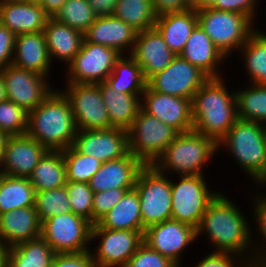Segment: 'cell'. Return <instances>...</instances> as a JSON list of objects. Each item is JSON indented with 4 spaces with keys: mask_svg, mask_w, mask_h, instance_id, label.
<instances>
[{
    "mask_svg": "<svg viewBox=\"0 0 266 267\" xmlns=\"http://www.w3.org/2000/svg\"><path fill=\"white\" fill-rule=\"evenodd\" d=\"M53 91L28 112L26 134L50 151L72 146L77 133L74 116L64 93Z\"/></svg>",
    "mask_w": 266,
    "mask_h": 267,
    "instance_id": "obj_1",
    "label": "cell"
},
{
    "mask_svg": "<svg viewBox=\"0 0 266 267\" xmlns=\"http://www.w3.org/2000/svg\"><path fill=\"white\" fill-rule=\"evenodd\" d=\"M220 78H209L191 100L193 130L217 143L238 119L236 94Z\"/></svg>",
    "mask_w": 266,
    "mask_h": 267,
    "instance_id": "obj_2",
    "label": "cell"
},
{
    "mask_svg": "<svg viewBox=\"0 0 266 267\" xmlns=\"http://www.w3.org/2000/svg\"><path fill=\"white\" fill-rule=\"evenodd\" d=\"M227 197L221 193L209 203L197 227V236L206 231L216 252L239 256L250 248V230L246 218Z\"/></svg>",
    "mask_w": 266,
    "mask_h": 267,
    "instance_id": "obj_3",
    "label": "cell"
},
{
    "mask_svg": "<svg viewBox=\"0 0 266 267\" xmlns=\"http://www.w3.org/2000/svg\"><path fill=\"white\" fill-rule=\"evenodd\" d=\"M218 148L214 139L194 130L179 133L153 165L162 173L173 170L180 176L202 175L201 168Z\"/></svg>",
    "mask_w": 266,
    "mask_h": 267,
    "instance_id": "obj_4",
    "label": "cell"
},
{
    "mask_svg": "<svg viewBox=\"0 0 266 267\" xmlns=\"http://www.w3.org/2000/svg\"><path fill=\"white\" fill-rule=\"evenodd\" d=\"M221 145L230 148L240 168L250 174L251 178L257 181L263 175L266 165L265 124L238 118L218 142V146Z\"/></svg>",
    "mask_w": 266,
    "mask_h": 267,
    "instance_id": "obj_5",
    "label": "cell"
},
{
    "mask_svg": "<svg viewBox=\"0 0 266 267\" xmlns=\"http://www.w3.org/2000/svg\"><path fill=\"white\" fill-rule=\"evenodd\" d=\"M198 25L210 37L214 45L226 56L234 49L242 48L256 31L248 16L214 9L197 10Z\"/></svg>",
    "mask_w": 266,
    "mask_h": 267,
    "instance_id": "obj_6",
    "label": "cell"
},
{
    "mask_svg": "<svg viewBox=\"0 0 266 267\" xmlns=\"http://www.w3.org/2000/svg\"><path fill=\"white\" fill-rule=\"evenodd\" d=\"M154 165H144L134 189L140 199L142 225L147 227L171 219V180Z\"/></svg>",
    "mask_w": 266,
    "mask_h": 267,
    "instance_id": "obj_7",
    "label": "cell"
},
{
    "mask_svg": "<svg viewBox=\"0 0 266 267\" xmlns=\"http://www.w3.org/2000/svg\"><path fill=\"white\" fill-rule=\"evenodd\" d=\"M179 132L142 109L128 130V150L144 165H153Z\"/></svg>",
    "mask_w": 266,
    "mask_h": 267,
    "instance_id": "obj_8",
    "label": "cell"
},
{
    "mask_svg": "<svg viewBox=\"0 0 266 267\" xmlns=\"http://www.w3.org/2000/svg\"><path fill=\"white\" fill-rule=\"evenodd\" d=\"M171 182V219L197 229L209 203L217 196L207 189L203 175L180 176Z\"/></svg>",
    "mask_w": 266,
    "mask_h": 267,
    "instance_id": "obj_9",
    "label": "cell"
},
{
    "mask_svg": "<svg viewBox=\"0 0 266 267\" xmlns=\"http://www.w3.org/2000/svg\"><path fill=\"white\" fill-rule=\"evenodd\" d=\"M93 224L73 212L59 214L44 220L41 237L55 253H79L89 251Z\"/></svg>",
    "mask_w": 266,
    "mask_h": 267,
    "instance_id": "obj_10",
    "label": "cell"
},
{
    "mask_svg": "<svg viewBox=\"0 0 266 267\" xmlns=\"http://www.w3.org/2000/svg\"><path fill=\"white\" fill-rule=\"evenodd\" d=\"M68 88L63 93L70 102L77 130L112 128L97 84L69 83Z\"/></svg>",
    "mask_w": 266,
    "mask_h": 267,
    "instance_id": "obj_11",
    "label": "cell"
},
{
    "mask_svg": "<svg viewBox=\"0 0 266 267\" xmlns=\"http://www.w3.org/2000/svg\"><path fill=\"white\" fill-rule=\"evenodd\" d=\"M121 56L115 49L83 40L69 63V83L98 84L105 81Z\"/></svg>",
    "mask_w": 266,
    "mask_h": 267,
    "instance_id": "obj_12",
    "label": "cell"
},
{
    "mask_svg": "<svg viewBox=\"0 0 266 267\" xmlns=\"http://www.w3.org/2000/svg\"><path fill=\"white\" fill-rule=\"evenodd\" d=\"M209 77L180 55L161 72L147 80V86L156 92L192 100Z\"/></svg>",
    "mask_w": 266,
    "mask_h": 267,
    "instance_id": "obj_13",
    "label": "cell"
},
{
    "mask_svg": "<svg viewBox=\"0 0 266 267\" xmlns=\"http://www.w3.org/2000/svg\"><path fill=\"white\" fill-rule=\"evenodd\" d=\"M145 231L92 228L91 240L101 238L92 259L96 267H125L143 243ZM95 257V258H94Z\"/></svg>",
    "mask_w": 266,
    "mask_h": 267,
    "instance_id": "obj_14",
    "label": "cell"
},
{
    "mask_svg": "<svg viewBox=\"0 0 266 267\" xmlns=\"http://www.w3.org/2000/svg\"><path fill=\"white\" fill-rule=\"evenodd\" d=\"M6 97L9 101L30 112L52 92L45 83L47 76L19 68L13 64L1 69Z\"/></svg>",
    "mask_w": 266,
    "mask_h": 267,
    "instance_id": "obj_15",
    "label": "cell"
},
{
    "mask_svg": "<svg viewBox=\"0 0 266 267\" xmlns=\"http://www.w3.org/2000/svg\"><path fill=\"white\" fill-rule=\"evenodd\" d=\"M72 147L102 163L124 157L128 152V131L120 128L77 130Z\"/></svg>",
    "mask_w": 266,
    "mask_h": 267,
    "instance_id": "obj_16",
    "label": "cell"
},
{
    "mask_svg": "<svg viewBox=\"0 0 266 267\" xmlns=\"http://www.w3.org/2000/svg\"><path fill=\"white\" fill-rule=\"evenodd\" d=\"M141 109L148 115L176 129L179 133L193 130L191 100L151 90L143 92ZM145 103V104H144Z\"/></svg>",
    "mask_w": 266,
    "mask_h": 267,
    "instance_id": "obj_17",
    "label": "cell"
},
{
    "mask_svg": "<svg viewBox=\"0 0 266 267\" xmlns=\"http://www.w3.org/2000/svg\"><path fill=\"white\" fill-rule=\"evenodd\" d=\"M196 237V228L169 219L147 227L143 235V242L151 249L171 259L180 267V253Z\"/></svg>",
    "mask_w": 266,
    "mask_h": 267,
    "instance_id": "obj_18",
    "label": "cell"
},
{
    "mask_svg": "<svg viewBox=\"0 0 266 267\" xmlns=\"http://www.w3.org/2000/svg\"><path fill=\"white\" fill-rule=\"evenodd\" d=\"M47 151L27 134L9 136L0 160V167H4L1 172L4 175L28 178Z\"/></svg>",
    "mask_w": 266,
    "mask_h": 267,
    "instance_id": "obj_19",
    "label": "cell"
},
{
    "mask_svg": "<svg viewBox=\"0 0 266 267\" xmlns=\"http://www.w3.org/2000/svg\"><path fill=\"white\" fill-rule=\"evenodd\" d=\"M130 55L140 65L146 80L163 71L177 56L156 28L140 31Z\"/></svg>",
    "mask_w": 266,
    "mask_h": 267,
    "instance_id": "obj_20",
    "label": "cell"
},
{
    "mask_svg": "<svg viewBox=\"0 0 266 267\" xmlns=\"http://www.w3.org/2000/svg\"><path fill=\"white\" fill-rule=\"evenodd\" d=\"M144 164L128 152L124 157L101 164L91 177L89 186L93 192L115 188H134L140 169Z\"/></svg>",
    "mask_w": 266,
    "mask_h": 267,
    "instance_id": "obj_21",
    "label": "cell"
},
{
    "mask_svg": "<svg viewBox=\"0 0 266 267\" xmlns=\"http://www.w3.org/2000/svg\"><path fill=\"white\" fill-rule=\"evenodd\" d=\"M50 16L37 2L11 1L0 3V23L16 36L43 32Z\"/></svg>",
    "mask_w": 266,
    "mask_h": 267,
    "instance_id": "obj_22",
    "label": "cell"
},
{
    "mask_svg": "<svg viewBox=\"0 0 266 267\" xmlns=\"http://www.w3.org/2000/svg\"><path fill=\"white\" fill-rule=\"evenodd\" d=\"M137 34V30L114 15L99 16L84 32V40L113 48L122 55L128 46L132 52Z\"/></svg>",
    "mask_w": 266,
    "mask_h": 267,
    "instance_id": "obj_23",
    "label": "cell"
},
{
    "mask_svg": "<svg viewBox=\"0 0 266 267\" xmlns=\"http://www.w3.org/2000/svg\"><path fill=\"white\" fill-rule=\"evenodd\" d=\"M41 224L34 206L5 212L0 214V239L12 247L39 238Z\"/></svg>",
    "mask_w": 266,
    "mask_h": 267,
    "instance_id": "obj_24",
    "label": "cell"
},
{
    "mask_svg": "<svg viewBox=\"0 0 266 267\" xmlns=\"http://www.w3.org/2000/svg\"><path fill=\"white\" fill-rule=\"evenodd\" d=\"M12 64L47 76L51 61L44 32L17 35Z\"/></svg>",
    "mask_w": 266,
    "mask_h": 267,
    "instance_id": "obj_25",
    "label": "cell"
},
{
    "mask_svg": "<svg viewBox=\"0 0 266 267\" xmlns=\"http://www.w3.org/2000/svg\"><path fill=\"white\" fill-rule=\"evenodd\" d=\"M197 25V10L194 8L159 15L155 22V28L163 36L169 49L177 56L183 52L187 40Z\"/></svg>",
    "mask_w": 266,
    "mask_h": 267,
    "instance_id": "obj_26",
    "label": "cell"
},
{
    "mask_svg": "<svg viewBox=\"0 0 266 267\" xmlns=\"http://www.w3.org/2000/svg\"><path fill=\"white\" fill-rule=\"evenodd\" d=\"M180 56L203 71L209 78H220L216 69L225 55L199 25L193 30Z\"/></svg>",
    "mask_w": 266,
    "mask_h": 267,
    "instance_id": "obj_27",
    "label": "cell"
},
{
    "mask_svg": "<svg viewBox=\"0 0 266 267\" xmlns=\"http://www.w3.org/2000/svg\"><path fill=\"white\" fill-rule=\"evenodd\" d=\"M46 45L52 61L53 57L68 64L81 49L84 33L50 17L44 28Z\"/></svg>",
    "mask_w": 266,
    "mask_h": 267,
    "instance_id": "obj_28",
    "label": "cell"
},
{
    "mask_svg": "<svg viewBox=\"0 0 266 267\" xmlns=\"http://www.w3.org/2000/svg\"><path fill=\"white\" fill-rule=\"evenodd\" d=\"M107 108L112 128L128 131L141 109L140 94H127L116 91L106 81L97 84Z\"/></svg>",
    "mask_w": 266,
    "mask_h": 267,
    "instance_id": "obj_29",
    "label": "cell"
},
{
    "mask_svg": "<svg viewBox=\"0 0 266 267\" xmlns=\"http://www.w3.org/2000/svg\"><path fill=\"white\" fill-rule=\"evenodd\" d=\"M92 228L145 231L137 191L135 189L127 191L123 198Z\"/></svg>",
    "mask_w": 266,
    "mask_h": 267,
    "instance_id": "obj_30",
    "label": "cell"
},
{
    "mask_svg": "<svg viewBox=\"0 0 266 267\" xmlns=\"http://www.w3.org/2000/svg\"><path fill=\"white\" fill-rule=\"evenodd\" d=\"M36 192L66 185V167L62 151L48 150L28 177Z\"/></svg>",
    "mask_w": 266,
    "mask_h": 267,
    "instance_id": "obj_31",
    "label": "cell"
},
{
    "mask_svg": "<svg viewBox=\"0 0 266 267\" xmlns=\"http://www.w3.org/2000/svg\"><path fill=\"white\" fill-rule=\"evenodd\" d=\"M127 58L121 55L116 60L113 71L105 81L116 91L142 96L147 87V80L135 59L131 55Z\"/></svg>",
    "mask_w": 266,
    "mask_h": 267,
    "instance_id": "obj_32",
    "label": "cell"
},
{
    "mask_svg": "<svg viewBox=\"0 0 266 267\" xmlns=\"http://www.w3.org/2000/svg\"><path fill=\"white\" fill-rule=\"evenodd\" d=\"M55 254L40 236L10 247L8 267H51Z\"/></svg>",
    "mask_w": 266,
    "mask_h": 267,
    "instance_id": "obj_33",
    "label": "cell"
},
{
    "mask_svg": "<svg viewBox=\"0 0 266 267\" xmlns=\"http://www.w3.org/2000/svg\"><path fill=\"white\" fill-rule=\"evenodd\" d=\"M35 193L28 178L2 174L0 177V214L34 206Z\"/></svg>",
    "mask_w": 266,
    "mask_h": 267,
    "instance_id": "obj_34",
    "label": "cell"
},
{
    "mask_svg": "<svg viewBox=\"0 0 266 267\" xmlns=\"http://www.w3.org/2000/svg\"><path fill=\"white\" fill-rule=\"evenodd\" d=\"M113 15L138 32L155 28L157 19L152 0H117Z\"/></svg>",
    "mask_w": 266,
    "mask_h": 267,
    "instance_id": "obj_35",
    "label": "cell"
},
{
    "mask_svg": "<svg viewBox=\"0 0 266 267\" xmlns=\"http://www.w3.org/2000/svg\"><path fill=\"white\" fill-rule=\"evenodd\" d=\"M251 87L235 93L237 116L243 120L266 123V84L252 83Z\"/></svg>",
    "mask_w": 266,
    "mask_h": 267,
    "instance_id": "obj_36",
    "label": "cell"
},
{
    "mask_svg": "<svg viewBox=\"0 0 266 267\" xmlns=\"http://www.w3.org/2000/svg\"><path fill=\"white\" fill-rule=\"evenodd\" d=\"M245 65L255 84H266V35L255 31L242 46Z\"/></svg>",
    "mask_w": 266,
    "mask_h": 267,
    "instance_id": "obj_37",
    "label": "cell"
},
{
    "mask_svg": "<svg viewBox=\"0 0 266 267\" xmlns=\"http://www.w3.org/2000/svg\"><path fill=\"white\" fill-rule=\"evenodd\" d=\"M66 167V181L89 183L100 169L102 162L95 157L81 154L72 146L62 150Z\"/></svg>",
    "mask_w": 266,
    "mask_h": 267,
    "instance_id": "obj_38",
    "label": "cell"
},
{
    "mask_svg": "<svg viewBox=\"0 0 266 267\" xmlns=\"http://www.w3.org/2000/svg\"><path fill=\"white\" fill-rule=\"evenodd\" d=\"M96 17L88 0H66L53 18L84 33Z\"/></svg>",
    "mask_w": 266,
    "mask_h": 267,
    "instance_id": "obj_39",
    "label": "cell"
},
{
    "mask_svg": "<svg viewBox=\"0 0 266 267\" xmlns=\"http://www.w3.org/2000/svg\"><path fill=\"white\" fill-rule=\"evenodd\" d=\"M34 207L41 223L52 216L72 212L65 186L36 192Z\"/></svg>",
    "mask_w": 266,
    "mask_h": 267,
    "instance_id": "obj_40",
    "label": "cell"
},
{
    "mask_svg": "<svg viewBox=\"0 0 266 267\" xmlns=\"http://www.w3.org/2000/svg\"><path fill=\"white\" fill-rule=\"evenodd\" d=\"M65 187L72 212L92 223L94 192L89 183L67 181Z\"/></svg>",
    "mask_w": 266,
    "mask_h": 267,
    "instance_id": "obj_41",
    "label": "cell"
},
{
    "mask_svg": "<svg viewBox=\"0 0 266 267\" xmlns=\"http://www.w3.org/2000/svg\"><path fill=\"white\" fill-rule=\"evenodd\" d=\"M28 112L6 99L0 103V130L9 136L23 135L27 131Z\"/></svg>",
    "mask_w": 266,
    "mask_h": 267,
    "instance_id": "obj_42",
    "label": "cell"
},
{
    "mask_svg": "<svg viewBox=\"0 0 266 267\" xmlns=\"http://www.w3.org/2000/svg\"><path fill=\"white\" fill-rule=\"evenodd\" d=\"M125 267H179L171 259L151 249L144 242L128 260Z\"/></svg>",
    "mask_w": 266,
    "mask_h": 267,
    "instance_id": "obj_43",
    "label": "cell"
},
{
    "mask_svg": "<svg viewBox=\"0 0 266 267\" xmlns=\"http://www.w3.org/2000/svg\"><path fill=\"white\" fill-rule=\"evenodd\" d=\"M134 188H115L103 192H94L92 224L95 225L112 207H114L125 195Z\"/></svg>",
    "mask_w": 266,
    "mask_h": 267,
    "instance_id": "obj_44",
    "label": "cell"
},
{
    "mask_svg": "<svg viewBox=\"0 0 266 267\" xmlns=\"http://www.w3.org/2000/svg\"><path fill=\"white\" fill-rule=\"evenodd\" d=\"M259 199V200H258ZM255 204V216L257 219V223L259 226V232L261 233V236L263 235V238L266 240V197H257ZM266 242V241H265ZM260 250H256L254 256L250 255V263L249 266L251 267H266V250L259 252ZM264 252V253H263ZM259 253V254H257ZM261 253V256H259ZM263 254V255H262ZM252 260V261H251Z\"/></svg>",
    "mask_w": 266,
    "mask_h": 267,
    "instance_id": "obj_45",
    "label": "cell"
},
{
    "mask_svg": "<svg viewBox=\"0 0 266 267\" xmlns=\"http://www.w3.org/2000/svg\"><path fill=\"white\" fill-rule=\"evenodd\" d=\"M51 267H96L90 251L56 253Z\"/></svg>",
    "mask_w": 266,
    "mask_h": 267,
    "instance_id": "obj_46",
    "label": "cell"
},
{
    "mask_svg": "<svg viewBox=\"0 0 266 267\" xmlns=\"http://www.w3.org/2000/svg\"><path fill=\"white\" fill-rule=\"evenodd\" d=\"M16 35L0 23V69L12 64Z\"/></svg>",
    "mask_w": 266,
    "mask_h": 267,
    "instance_id": "obj_47",
    "label": "cell"
},
{
    "mask_svg": "<svg viewBox=\"0 0 266 267\" xmlns=\"http://www.w3.org/2000/svg\"><path fill=\"white\" fill-rule=\"evenodd\" d=\"M257 0H216L212 8L228 11V12H237L248 16L251 20L253 14L255 13L254 9L255 3Z\"/></svg>",
    "mask_w": 266,
    "mask_h": 267,
    "instance_id": "obj_48",
    "label": "cell"
},
{
    "mask_svg": "<svg viewBox=\"0 0 266 267\" xmlns=\"http://www.w3.org/2000/svg\"><path fill=\"white\" fill-rule=\"evenodd\" d=\"M232 256H235V254L226 253V252H216L213 251L211 254L206 255V257L199 262V264L196 267H236L234 263V258L232 259ZM248 259H245L242 264H245V266L240 263L241 267H251L249 266ZM248 265V266H247Z\"/></svg>",
    "mask_w": 266,
    "mask_h": 267,
    "instance_id": "obj_49",
    "label": "cell"
},
{
    "mask_svg": "<svg viewBox=\"0 0 266 267\" xmlns=\"http://www.w3.org/2000/svg\"><path fill=\"white\" fill-rule=\"evenodd\" d=\"M153 8L157 16L173 13L187 11L193 8L192 0H152Z\"/></svg>",
    "mask_w": 266,
    "mask_h": 267,
    "instance_id": "obj_50",
    "label": "cell"
},
{
    "mask_svg": "<svg viewBox=\"0 0 266 267\" xmlns=\"http://www.w3.org/2000/svg\"><path fill=\"white\" fill-rule=\"evenodd\" d=\"M97 17L113 15L117 0H88Z\"/></svg>",
    "mask_w": 266,
    "mask_h": 267,
    "instance_id": "obj_51",
    "label": "cell"
},
{
    "mask_svg": "<svg viewBox=\"0 0 266 267\" xmlns=\"http://www.w3.org/2000/svg\"><path fill=\"white\" fill-rule=\"evenodd\" d=\"M65 2L66 0H38L37 3L42 6L50 17H54Z\"/></svg>",
    "mask_w": 266,
    "mask_h": 267,
    "instance_id": "obj_52",
    "label": "cell"
},
{
    "mask_svg": "<svg viewBox=\"0 0 266 267\" xmlns=\"http://www.w3.org/2000/svg\"><path fill=\"white\" fill-rule=\"evenodd\" d=\"M0 239V267H8V256L10 247Z\"/></svg>",
    "mask_w": 266,
    "mask_h": 267,
    "instance_id": "obj_53",
    "label": "cell"
},
{
    "mask_svg": "<svg viewBox=\"0 0 266 267\" xmlns=\"http://www.w3.org/2000/svg\"><path fill=\"white\" fill-rule=\"evenodd\" d=\"M216 0H192L193 8L198 9H204L209 8L214 5Z\"/></svg>",
    "mask_w": 266,
    "mask_h": 267,
    "instance_id": "obj_54",
    "label": "cell"
},
{
    "mask_svg": "<svg viewBox=\"0 0 266 267\" xmlns=\"http://www.w3.org/2000/svg\"><path fill=\"white\" fill-rule=\"evenodd\" d=\"M8 138H9V135L0 130V160L3 156Z\"/></svg>",
    "mask_w": 266,
    "mask_h": 267,
    "instance_id": "obj_55",
    "label": "cell"
},
{
    "mask_svg": "<svg viewBox=\"0 0 266 267\" xmlns=\"http://www.w3.org/2000/svg\"><path fill=\"white\" fill-rule=\"evenodd\" d=\"M6 99H7V97H6V91H5V86H4L3 76H2V71L0 69V103L2 101H5Z\"/></svg>",
    "mask_w": 266,
    "mask_h": 267,
    "instance_id": "obj_56",
    "label": "cell"
},
{
    "mask_svg": "<svg viewBox=\"0 0 266 267\" xmlns=\"http://www.w3.org/2000/svg\"><path fill=\"white\" fill-rule=\"evenodd\" d=\"M259 181V184H266V165H265V170L263 175L257 180V182Z\"/></svg>",
    "mask_w": 266,
    "mask_h": 267,
    "instance_id": "obj_57",
    "label": "cell"
},
{
    "mask_svg": "<svg viewBox=\"0 0 266 267\" xmlns=\"http://www.w3.org/2000/svg\"><path fill=\"white\" fill-rule=\"evenodd\" d=\"M11 1H20V0H0V3H3V2H11Z\"/></svg>",
    "mask_w": 266,
    "mask_h": 267,
    "instance_id": "obj_58",
    "label": "cell"
},
{
    "mask_svg": "<svg viewBox=\"0 0 266 267\" xmlns=\"http://www.w3.org/2000/svg\"><path fill=\"white\" fill-rule=\"evenodd\" d=\"M20 1L38 2V0H20Z\"/></svg>",
    "mask_w": 266,
    "mask_h": 267,
    "instance_id": "obj_59",
    "label": "cell"
}]
</instances>
